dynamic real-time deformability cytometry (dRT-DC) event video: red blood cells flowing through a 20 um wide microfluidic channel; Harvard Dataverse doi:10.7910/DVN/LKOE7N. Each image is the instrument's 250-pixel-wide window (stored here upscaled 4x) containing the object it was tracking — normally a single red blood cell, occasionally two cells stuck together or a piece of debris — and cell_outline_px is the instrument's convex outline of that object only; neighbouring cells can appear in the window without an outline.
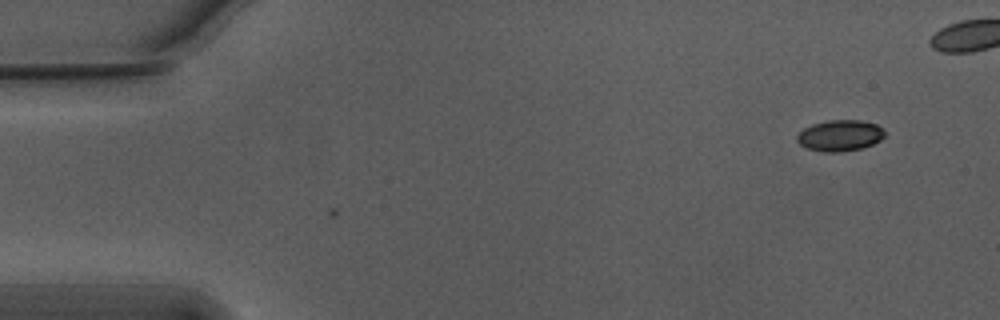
{"species": "Egyptian fruit bat (a non-hibernating species)", "species_latin": "Rousettus aegyptiacus", "temperature_condition": "warm", "stored_images_in_passage": 4, "camera_frame_rate_fps": 3000, "um_per_image_px": 0.085, "animal": {"sex": "male"}, "frame": {"image": 1, "passage_image": 4, "time_ms": 1.0, "image_size_px": [1000, 320], "cell_outline_px": [[884, 136], [880, 140], [864, 148], [840, 152], [824, 152], [808, 148], [800, 144], [796, 140], [796, 136], [804, 128], [812, 124], [828, 120], [860, 120], [876, 124], [884, 132]], "centroid_in_image_um": [71.38, 11.52], "position_along_channel_um": 13.6, "area_um2": 15.84}}